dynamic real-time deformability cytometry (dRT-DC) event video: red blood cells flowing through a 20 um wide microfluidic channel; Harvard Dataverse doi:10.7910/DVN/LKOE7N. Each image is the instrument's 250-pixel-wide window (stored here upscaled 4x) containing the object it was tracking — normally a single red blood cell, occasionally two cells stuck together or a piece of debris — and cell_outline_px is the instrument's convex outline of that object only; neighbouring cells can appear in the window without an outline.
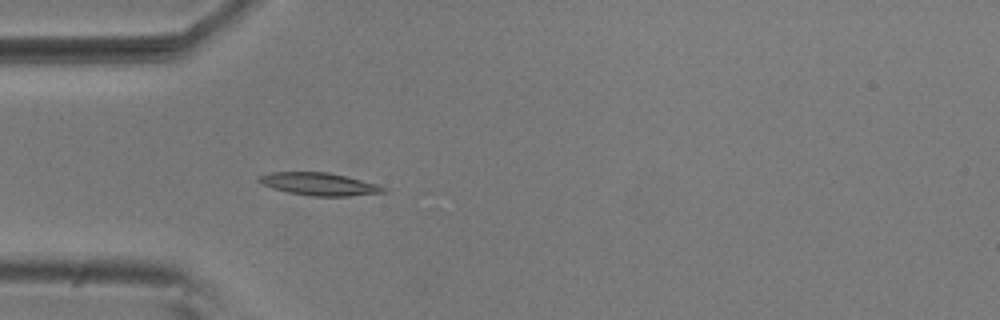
{"species": "common noctule bat (a hibernating species)", "species_latin": "Nyctalus noctula", "temperature_condition": "room temperature", "stored_images_in_passage": 5, "camera_frame_rate_fps": 3000, "um_per_image_px": 0.085, "animal": {"sex": "male", "body_mass_g": 20.5, "forearm_length_mm": 52.5}, "frame": {"image": 1, "passage_image": 5, "time_ms": 1.333, "image_size_px": [1000, 320], "cell_outline_px": [[388, 188], [384, 192], [348, 196], [308, 196], [288, 192], [272, 188], [260, 184], [256, 180], [256, 176], [272, 172], [328, 172], [376, 184]], "centroid_in_image_um": [27.04, 15.64], "position_along_channel_um": 58.0, "area_um2": 16.42}}